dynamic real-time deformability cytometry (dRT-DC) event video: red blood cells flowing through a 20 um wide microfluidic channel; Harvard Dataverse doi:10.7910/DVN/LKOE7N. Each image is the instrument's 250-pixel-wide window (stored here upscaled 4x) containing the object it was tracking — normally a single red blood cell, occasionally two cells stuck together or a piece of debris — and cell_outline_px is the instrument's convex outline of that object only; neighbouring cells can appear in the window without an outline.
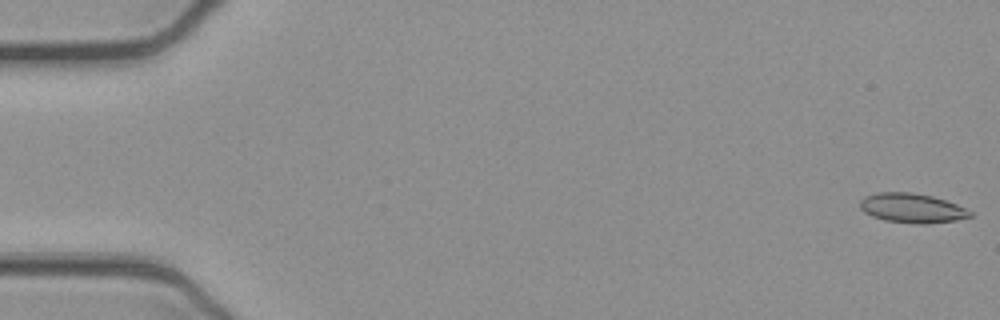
{"species": "common noctule bat (a hibernating species)", "species_latin": "Nyctalus noctula", "temperature_condition": "cold", "stored_images_in_passage": 52, "camera_frame_rate_fps": 3000, "um_per_image_px": 0.085, "animal": {"sex": "female", "body_mass_g": 21.9}, "frame": {"image": 1, "passage_image": 1, "time_ms": 0.0, "image_size_px": [1000, 320], "cell_outline_px": [[972, 216], [956, 220], [924, 224], [920, 224], [884, 220], [872, 216], [864, 212], [860, 208], [860, 200], [864, 196], [880, 192], [912, 192], [932, 196], [956, 204], [972, 212]], "centroid_in_image_um": [77.49, 17.68], "position_along_channel_um": 7.5, "area_um2": 18.79}}
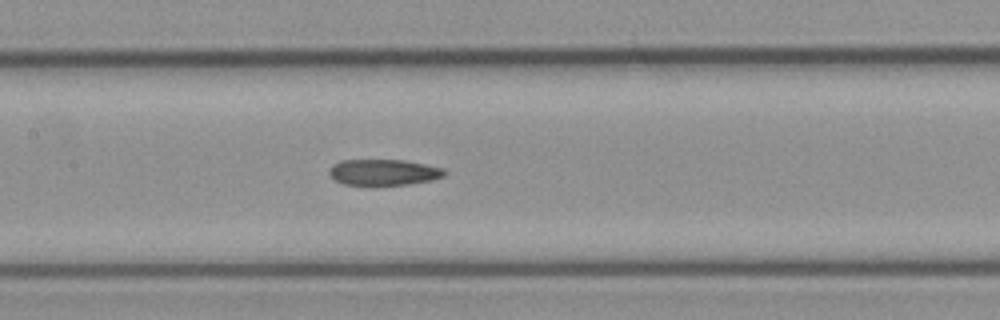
{"frame": {"image": 2, "passage_image": 25, "time_ms": 8.0, "image_size_px": [1000, 320], "cell_outline_px": [[448, 172], [444, 176], [432, 180], [408, 184], [372, 188], [344, 184], [336, 180], [328, 172], [332, 164], [340, 160], [404, 160], [444, 168]], "centroid_in_image_um": [32.59, 14.68], "position_along_channel_um": 174.8, "area_um2": 18.21}}
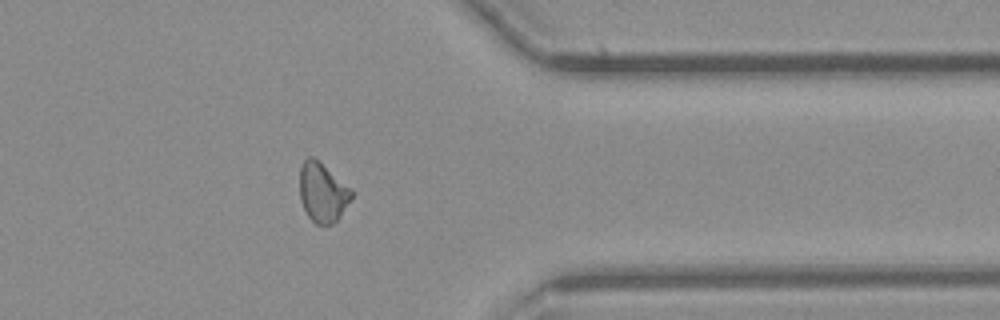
{"frame": {"image": 3, "passage_image": 42, "time_ms": 13.667, "image_size_px": [1000, 320], "cell_outline_px": [[352, 196], [340, 216], [332, 224], [316, 224], [308, 216], [300, 200], [300, 168], [304, 160], [308, 156], [312, 156], [352, 188]], "centroid_in_image_um": [27.41, 16.35], "position_along_channel_um": 384.0, "area_um2": 17.69}, "authors_computed_cell_mechanics": {"area_um2": 18.496, "velocity_mm_per_s": 3.9238, "shape_relaxation_time_tau1_ms": 9.6509, "shape_relaxation_time_tau2_ms": 6.3938, "deformation_change_tau1": 0.173, "deformation_change_tau2": 0.1407}}